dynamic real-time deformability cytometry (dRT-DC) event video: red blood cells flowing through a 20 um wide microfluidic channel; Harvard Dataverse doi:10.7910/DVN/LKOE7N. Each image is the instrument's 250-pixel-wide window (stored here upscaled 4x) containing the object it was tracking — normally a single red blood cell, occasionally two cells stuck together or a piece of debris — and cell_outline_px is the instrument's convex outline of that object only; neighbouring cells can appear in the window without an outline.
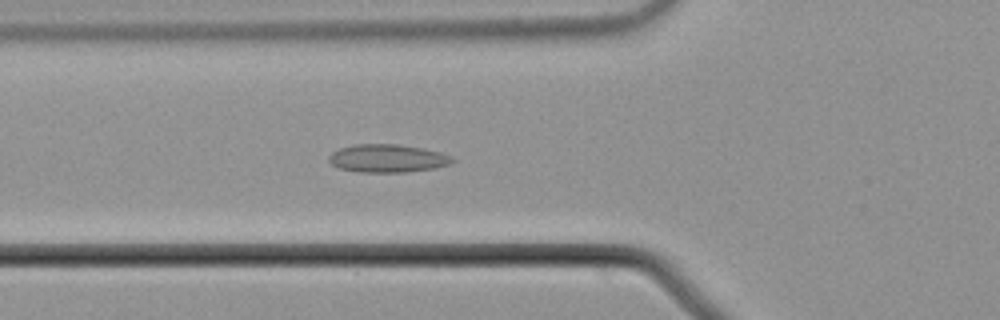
{"species": "common noctule bat (a hibernating species)", "species_latin": "Nyctalus noctula", "temperature_condition": "cold", "stored_images_in_passage": 50, "camera_frame_rate_fps": 3000, "um_per_image_px": 0.085, "animal": {"sex": "male", "body_mass_g": 21.5, "forearm_length_mm": 52.0}, "frame": {"image": 1, "passage_image": 14, "time_ms": 4.333, "image_size_px": [1000, 320], "cell_outline_px": [[456, 160], [452, 164], [436, 168], [408, 172], [360, 172], [340, 168], [332, 164], [328, 160], [328, 156], [332, 152], [340, 148], [356, 144], [400, 144], [440, 152], [452, 156]], "centroid_in_image_um": [32.98, 13.46], "position_along_channel_um": 92.8, "area_um2": 20.29}}
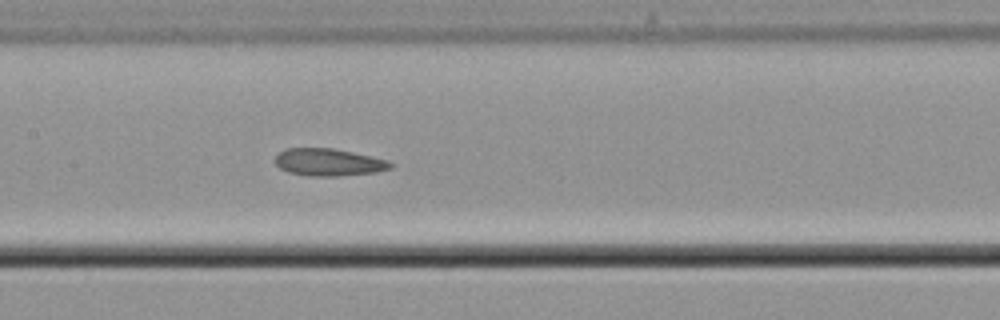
{"frame": {"image": 2, "passage_image": 21, "time_ms": 6.667, "image_size_px": [1000, 320], "cell_outline_px": [[396, 164], [392, 168], [376, 172], [340, 176], [308, 176], [288, 172], [280, 168], [276, 164], [276, 156], [284, 148], [332, 148], [352, 152], [388, 160]], "centroid_in_image_um": [27.96, 13.79], "position_along_channel_um": 179.4, "area_um2": 18.44}}
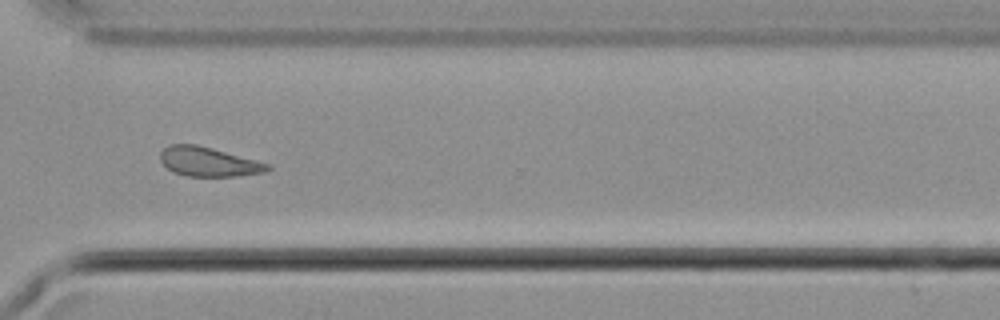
{"frame": {"image": 3, "passage_image": 35, "time_ms": 11.333, "image_size_px": [1000, 320], "cell_outline_px": [[272, 168], [268, 172], [240, 176], [184, 176], [172, 172], [160, 160], [160, 152], [168, 144], [196, 144], [212, 148], [272, 164]], "centroid_in_image_um": [17.76, 13.76], "position_along_channel_um": 352.8, "area_um2": 18.61}, "authors_computed_cell_mechanics": {"area_um2": 18.6405, "velocity_mm_per_s": 3.7088, "shape_relaxation_time_tau1_ms": null, "shape_relaxation_time_tau2_ms": 7.269, "deformation_change_tau1": null, "deformation_change_tau2": 0.1495}}